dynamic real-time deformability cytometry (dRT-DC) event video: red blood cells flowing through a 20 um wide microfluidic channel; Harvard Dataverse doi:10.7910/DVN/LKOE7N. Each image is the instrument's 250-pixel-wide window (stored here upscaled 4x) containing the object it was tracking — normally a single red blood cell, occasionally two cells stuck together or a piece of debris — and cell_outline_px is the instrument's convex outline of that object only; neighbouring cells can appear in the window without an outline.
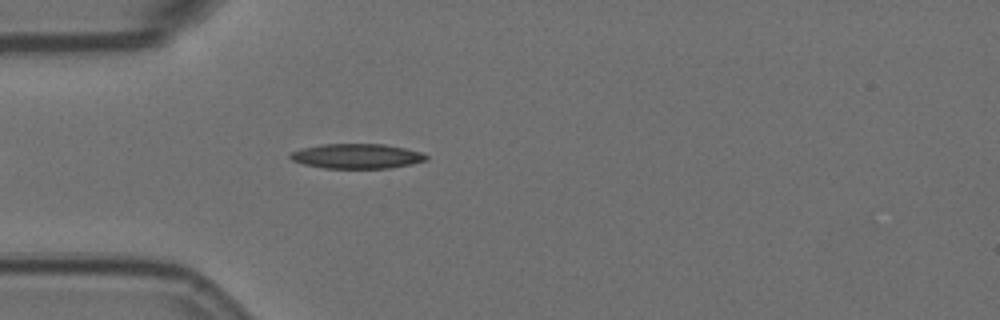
{"species": "Egyptian fruit bat (a non-hibernating species)", "species_latin": "Rousettus aegyptiacus", "temperature_condition": "room temperature", "stored_images_in_passage": 4, "camera_frame_rate_fps": 3000, "um_per_image_px": 0.085, "animal": {"sex": "female"}, "frame": {"image": 1, "passage_image": 4, "time_ms": 1.0, "image_size_px": [1000, 320], "cell_outline_px": [[428, 160], [388, 168], [324, 168], [304, 164], [292, 160], [288, 156], [292, 152], [300, 148], [320, 144], [384, 144], [404, 148], [420, 152], [428, 156]], "centroid_in_image_um": [30.29, 13.26], "position_along_channel_um": 54.7, "area_um2": 19.54}}